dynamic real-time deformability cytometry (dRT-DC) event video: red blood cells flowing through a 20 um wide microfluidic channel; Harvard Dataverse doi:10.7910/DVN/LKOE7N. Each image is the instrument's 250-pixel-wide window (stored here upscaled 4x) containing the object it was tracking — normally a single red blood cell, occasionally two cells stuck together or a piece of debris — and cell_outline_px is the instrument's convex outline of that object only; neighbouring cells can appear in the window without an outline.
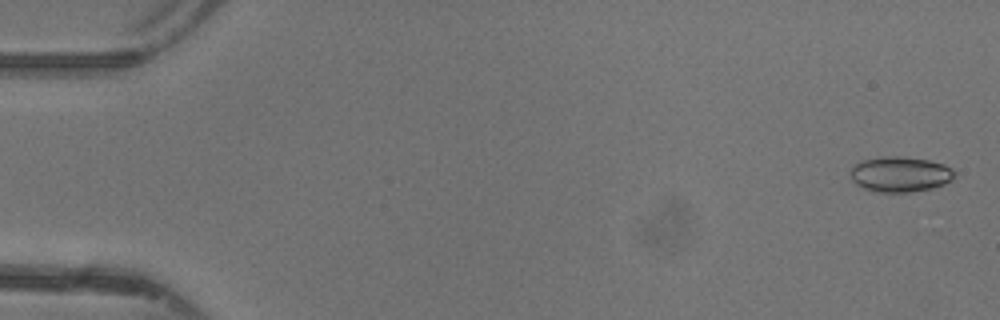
{"species": "common noctule bat (a hibernating species)", "species_latin": "Nyctalus noctula", "temperature_condition": "warm", "stored_images_in_passage": 48, "camera_frame_rate_fps": 3000, "um_per_image_px": 0.085, "animal": {"sex": "female"}, "frame": {"image": 1, "passage_image": 2, "time_ms": 0.333, "image_size_px": [1000, 320], "cell_outline_px": [[956, 172], [952, 180], [944, 184], [932, 188], [912, 192], [876, 192], [864, 188], [856, 184], [852, 180], [848, 172], [856, 164], [864, 160], [888, 156], [896, 156], [928, 160], [944, 164], [952, 168]], "centroid_in_image_um": [76.52, 14.82], "position_along_channel_um": 8.5, "area_um2": 21.44}}
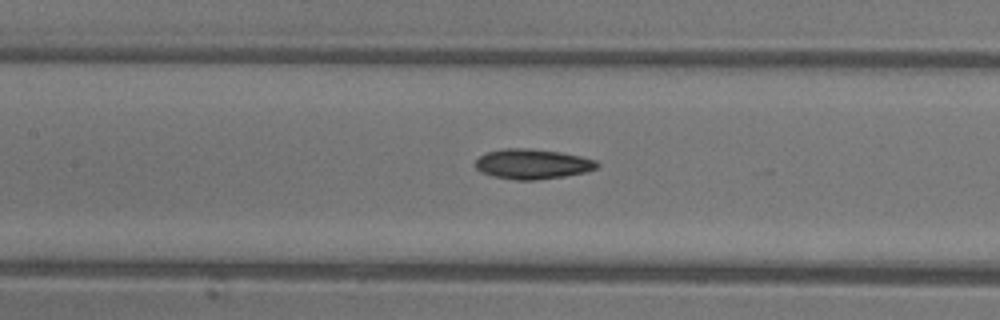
{"frame": {"image": 2, "passage_image": 23, "time_ms": 7.333, "image_size_px": [1000, 320], "cell_outline_px": [[600, 164], [596, 168], [584, 172], [564, 176], [536, 180], [516, 180], [492, 176], [480, 172], [476, 168], [476, 160], [480, 156], [488, 152], [504, 148], [528, 148], [560, 152], [580, 156], [596, 160]], "centroid_in_image_um": [45.25, 13.94], "position_along_channel_um": 162.2, "area_um2": 21.21}}
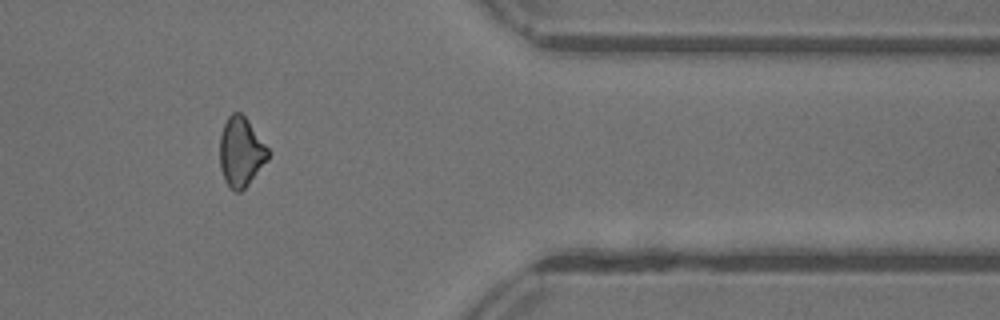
{"frame": {"image": 3, "passage_image": 40, "time_ms": 13.0, "image_size_px": [1000, 320], "cell_outline_px": [[268, 160], [248, 184], [240, 192], [236, 192], [224, 180], [220, 168], [220, 136], [224, 124], [228, 116], [232, 112], [240, 112], [248, 120], [268, 148]], "centroid_in_image_um": [20.47, 12.9], "position_along_channel_um": 390.9, "area_um2": 19.36}, "authors_computed_cell_mechanics": {"area_um2": 20.519, "velocity_mm_per_s": 4.4025, "shape_relaxation_time_tau1_ms": 7.3372, "shape_relaxation_time_tau2_ms": 6.6165, "deformation_change_tau1": 0.1607, "deformation_change_tau2": 0.1582}}